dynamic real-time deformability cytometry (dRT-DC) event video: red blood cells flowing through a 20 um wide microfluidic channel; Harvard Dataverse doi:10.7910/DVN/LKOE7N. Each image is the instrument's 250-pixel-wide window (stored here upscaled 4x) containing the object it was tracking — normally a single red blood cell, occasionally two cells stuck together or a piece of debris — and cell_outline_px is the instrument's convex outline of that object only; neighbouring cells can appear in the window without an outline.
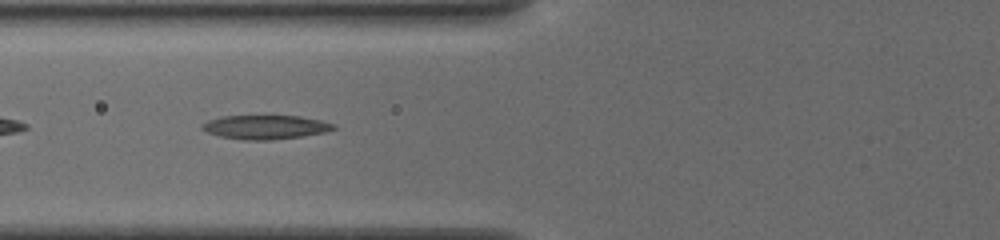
{"species": "common noctule bat (a hibernating species)", "species_latin": "Nyctalus noctula", "temperature_condition": "cold", "stored_images_in_passage": 35, "camera_frame_rate_fps": 3000, "um_per_image_px": 0.085, "animal": {"sex": "female", "body_mass_g": 19.5, "forearm_length_mm": 54.1}, "frame": {"image": 1, "passage_image": 5, "time_ms": 1.333, "image_size_px": [1000, 240], "cell_outline_px": [[336, 128], [324, 132], [304, 136], [272, 140], [244, 140], [220, 136], [208, 132], [200, 128], [200, 124], [208, 120], [224, 116], [300, 116], [320, 120], [336, 124]], "centroid_in_image_um": [22.56, 10.81], "position_along_channel_um": 103.2, "area_um2": 18.38}}
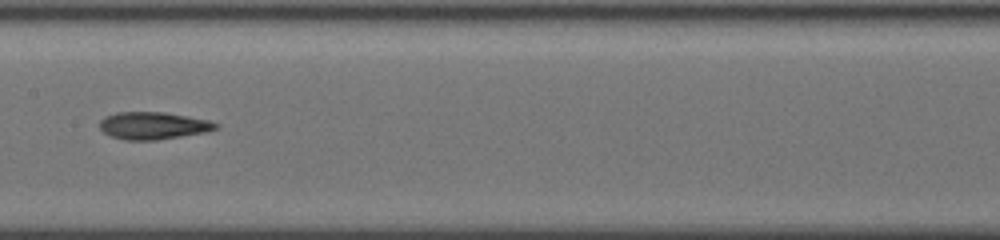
{"frame": {"image": 2, "passage_image": 12, "time_ms": 3.667, "image_size_px": [1000, 240], "cell_outline_px": [[220, 128], [204, 132], [156, 140], [124, 140], [112, 136], [104, 132], [100, 128], [100, 120], [104, 116], [116, 112], [164, 112], [208, 120], [220, 124]], "centroid_in_image_um": [13.01, 10.67], "position_along_channel_um": 194.4, "area_um2": 18.44}}
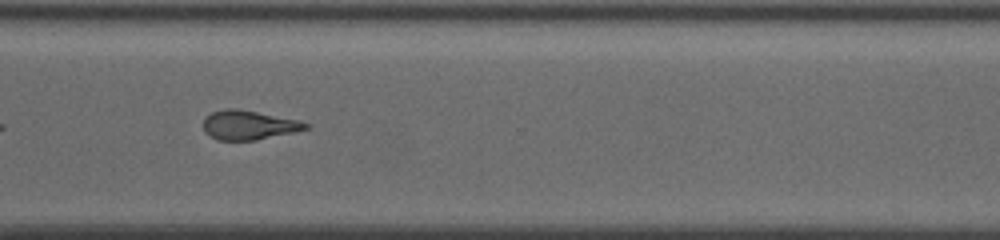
{"frame": {"image": 3, "passage_image": 24, "time_ms": 7.667, "image_size_px": [1000, 240], "cell_outline_px": [[312, 124], [308, 128], [296, 132], [256, 140], [216, 140], [208, 136], [204, 132], [204, 116], [212, 112], [228, 108], [236, 108], [300, 120]], "centroid_in_image_um": [21.15, 10.63], "position_along_channel_um": 349.5, "area_um2": 17.69}, "authors_computed_cell_mechanics": {"area_um2": 18.0914, "velocity_mm_per_s": 3.8851, "shape_relaxation_time_tau1_ms": 5.2717, "shape_relaxation_time_tau2_ms": 4.0501, "deformation_change_tau1": 0.1514, "deformation_change_tau2": 0.1424}}